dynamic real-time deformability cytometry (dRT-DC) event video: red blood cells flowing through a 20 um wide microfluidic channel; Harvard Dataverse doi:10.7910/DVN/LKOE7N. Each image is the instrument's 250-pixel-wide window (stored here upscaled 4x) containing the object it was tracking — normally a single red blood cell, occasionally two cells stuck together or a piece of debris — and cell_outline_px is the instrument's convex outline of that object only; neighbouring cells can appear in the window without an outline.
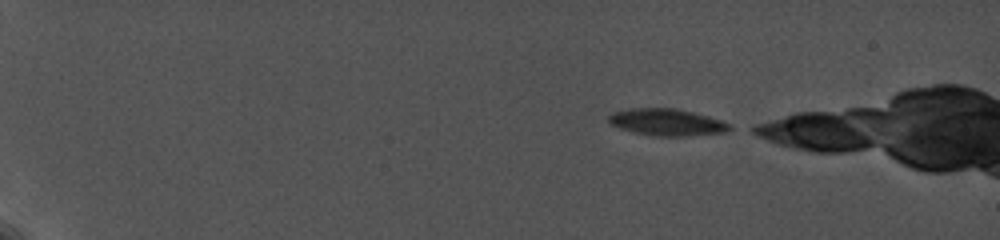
{"species": "common noctule bat (a hibernating species)", "species_latin": "Nyctalus noctula", "temperature_condition": "cold", "stored_images_in_passage": 43, "camera_frame_rate_fps": 5000, "um_per_image_px": 0.085, "animal": {"sex": "female", "body_mass_g": 19.0, "forearm_length_mm": 56.7}, "frame": {"image": 1, "passage_image": 1, "time_ms": 0.0, "image_size_px": [1000, 240], "cell_outline_px": [[732, 128], [724, 132], [688, 136], [656, 136], [636, 132], [620, 128], [612, 124], [608, 120], [608, 116], [612, 112], [628, 108], [676, 108], [708, 116], [732, 124]], "centroid_in_image_um": [56.69, 10.38], "position_along_channel_um": 28.3, "area_um2": 18.84}}
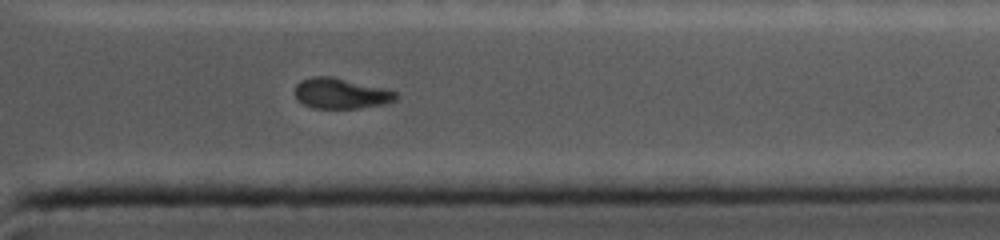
{"frame": {"image": 2, "passage_image": 38, "time_ms": 13.0, "image_size_px": [1000, 240], "cell_outline_px": [[400, 96], [396, 100], [384, 104], [360, 108], [312, 108], [304, 104], [296, 96], [296, 84], [300, 80], [312, 76], [332, 76], [388, 88], [396, 92]], "centroid_in_image_um": [29.04, 7.93], "position_along_channel_um": 382.4, "area_um2": 18.21}}
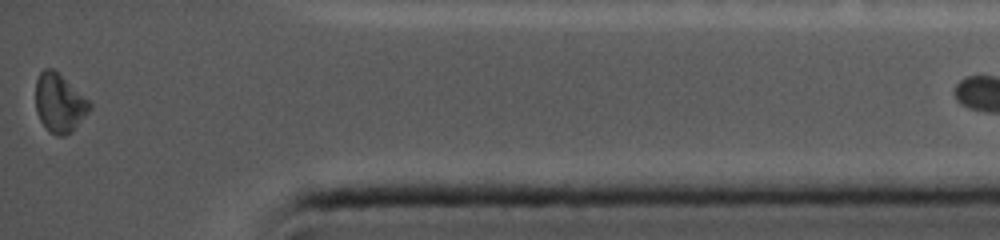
{"frame": {"image": 3, "passage_image": 43, "time_ms": 14.6, "image_size_px": [1000, 240], "cell_outline_px": [[92, 108], [72, 132], [64, 136], [56, 136], [48, 132], [40, 120], [36, 112], [36, 80], [40, 72], [44, 68], [52, 68], [88, 100], [92, 104]], "centroid_in_image_um": [5.04, 8.8], "position_along_channel_um": 430.2, "area_um2": 18.38}}